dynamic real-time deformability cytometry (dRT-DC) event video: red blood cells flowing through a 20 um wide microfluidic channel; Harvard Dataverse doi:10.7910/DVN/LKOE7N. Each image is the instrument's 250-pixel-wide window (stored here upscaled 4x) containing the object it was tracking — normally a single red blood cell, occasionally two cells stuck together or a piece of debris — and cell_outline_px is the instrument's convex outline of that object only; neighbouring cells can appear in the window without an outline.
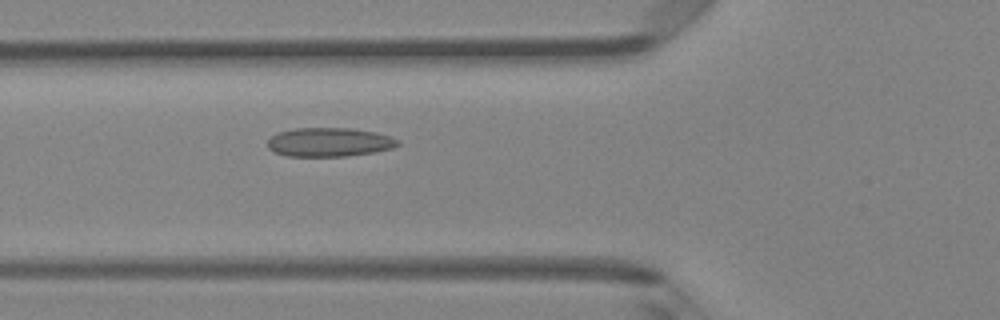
{"species": "Egyptian fruit bat (a non-hibernating species)", "species_latin": "Rousettus aegyptiacus", "temperature_condition": "room temperature", "stored_images_in_passage": 35, "camera_frame_rate_fps": 3000, "um_per_image_px": 0.085, "animal": {"sex": "female"}, "frame": {"image": 1, "passage_image": 5, "time_ms": 1.333, "image_size_px": [1000, 320], "cell_outline_px": [[400, 144], [392, 148], [372, 152], [348, 156], [288, 156], [272, 152], [268, 148], [268, 140], [276, 132], [292, 128], [348, 128], [376, 132], [400, 140]], "centroid_in_image_um": [27.95, 12.08], "position_along_channel_um": 97.9, "area_um2": 22.02}}
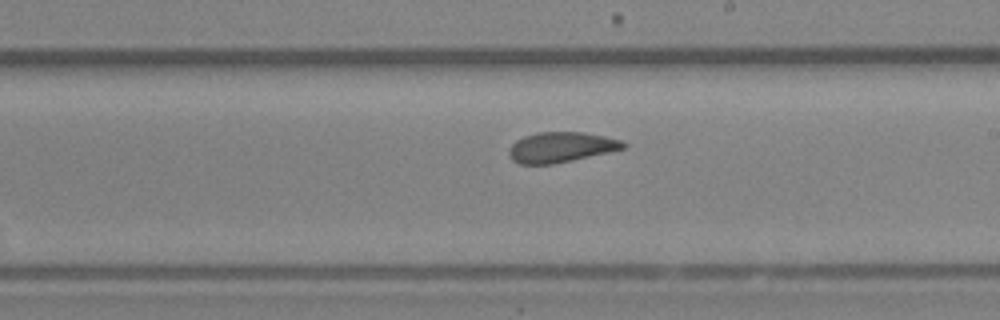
{"frame": {"image": 2, "passage_image": 15, "time_ms": 4.667, "image_size_px": [1000, 320], "cell_outline_px": [[628, 144], [624, 148], [608, 152], [572, 160], [552, 164], [520, 164], [512, 160], [508, 152], [512, 144], [516, 140], [524, 136], [540, 132], [580, 132], [604, 136], [620, 140]], "centroid_in_image_um": [47.66, 12.51], "position_along_channel_um": 241.3, "area_um2": 19.94}}
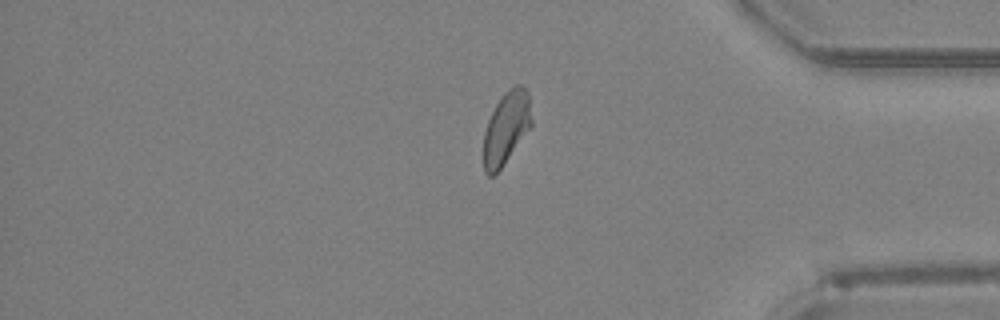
{"frame": {"image": 3, "passage_image": 27, "time_ms": 8.667, "image_size_px": [1000, 320], "cell_outline_px": [[532, 124], [500, 168], [492, 176], [488, 176], [484, 172], [484, 132], [488, 120], [496, 104], [504, 92], [508, 88], [516, 84], [520, 84], [528, 92], [532, 120]], "centroid_in_image_um": [43.02, 10.83], "position_along_channel_um": 392.2, "area_um2": 19.88}, "authors_computed_cell_mechanics": {"area_um2": 20.7502, "velocity_mm_per_s": 4.3171, "shape_relaxation_time_tau1_ms": null, "shape_relaxation_time_tau2_ms": 1.2308, "deformation_change_tau1": null, "deformation_change_tau2": 0.0654}}